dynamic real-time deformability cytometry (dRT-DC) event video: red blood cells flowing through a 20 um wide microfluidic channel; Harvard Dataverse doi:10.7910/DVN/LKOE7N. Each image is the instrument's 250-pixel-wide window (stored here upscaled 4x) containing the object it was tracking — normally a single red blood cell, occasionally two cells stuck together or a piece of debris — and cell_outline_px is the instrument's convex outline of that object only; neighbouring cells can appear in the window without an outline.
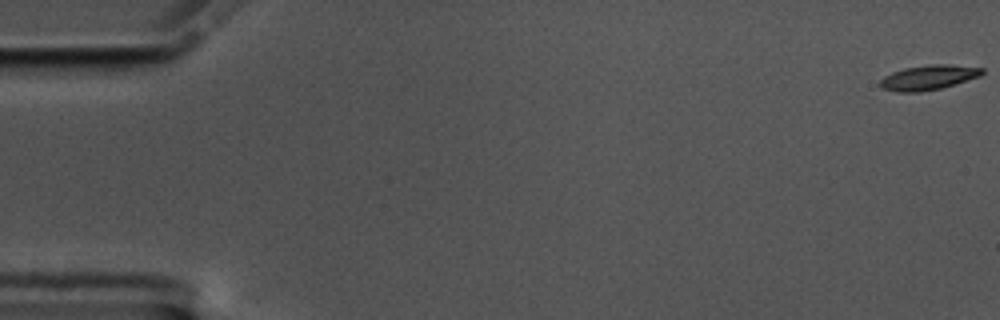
{"species": "common noctule bat (a hibernating species)", "species_latin": "Nyctalus noctula", "temperature_condition": "cold", "stored_images_in_passage": 58, "camera_frame_rate_fps": 3000, "um_per_image_px": 0.085, "animal": {"sex": "male", "body_mass_g": 17.5, "forearm_length_mm": 52.3}, "frame": {"image": 1, "passage_image": 1, "time_ms": 0.0, "image_size_px": [1000, 320], "cell_outline_px": [[984, 72], [980, 76], [940, 88], [920, 92], [896, 92], [884, 88], [880, 84], [880, 80], [884, 76], [892, 72], [904, 68], [932, 64], [948, 64], [984, 68]], "centroid_in_image_um": [78.92, 6.58], "position_along_channel_um": 6.1, "area_um2": 14.57}}
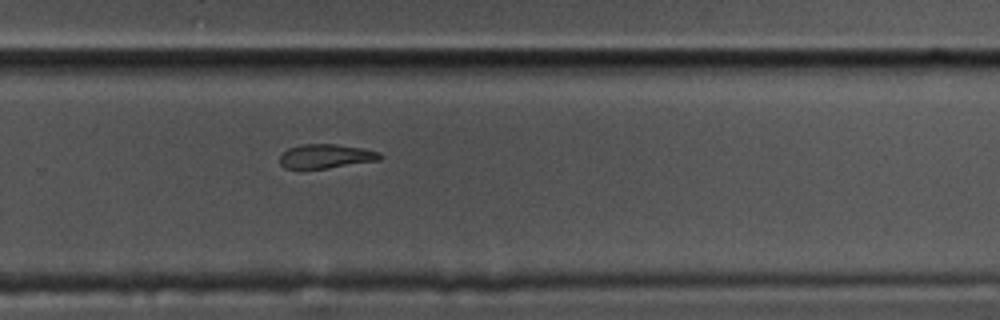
{"frame": {"image": 2, "passage_image": 39, "time_ms": 12.667, "image_size_px": [1000, 320], "cell_outline_px": [[380, 160], [324, 168], [284, 168], [280, 164], [280, 156], [288, 148], [300, 144], [336, 144], [364, 148], [380, 152]], "centroid_in_image_um": [27.69, 13.26], "position_along_channel_um": 302.1, "area_um2": 13.93}}
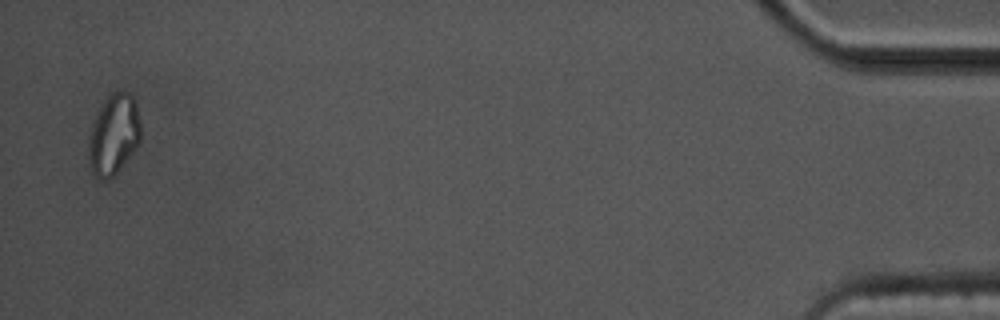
{"frame": {"image": 3, "passage_image": 57, "time_ms": 18.667, "image_size_px": [1000, 320], "cell_outline_px": [[140, 140], [132, 152], [120, 168], [108, 180], [100, 180], [92, 172], [88, 156], [88, 148], [92, 124], [104, 100], [112, 92], [128, 92], [136, 100], [140, 120]], "centroid_in_image_um": [9.67, 11.43], "position_along_channel_um": 425.5, "area_um2": 24.16}, "authors_computed_cell_mechanics": {"area_um2": 15.1147, "velocity_mm_per_s": 3.5142, "shape_relaxation_time_tau1_ms": 7.9829, "shape_relaxation_time_tau2_ms": null, "deformation_change_tau1": 0.2138, "deformation_change_tau2": null}}